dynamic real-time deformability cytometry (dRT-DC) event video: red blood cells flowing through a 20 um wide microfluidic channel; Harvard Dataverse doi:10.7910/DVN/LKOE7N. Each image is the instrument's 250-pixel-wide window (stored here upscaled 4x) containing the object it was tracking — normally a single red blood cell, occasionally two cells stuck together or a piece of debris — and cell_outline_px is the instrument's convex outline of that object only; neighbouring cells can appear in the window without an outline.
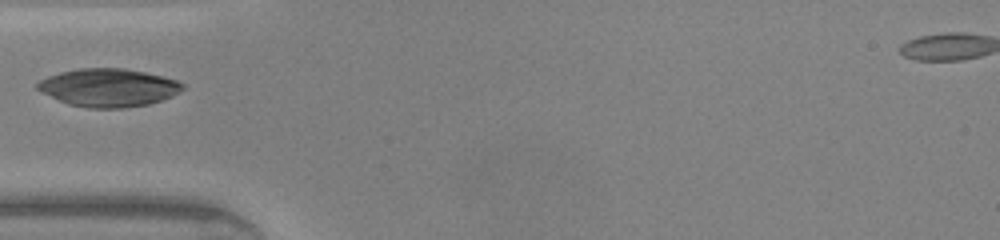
{"species": "common noctule bat (a hibernating species)", "species_latin": "Nyctalus noctula", "temperature_condition": "warm", "stored_images_in_passage": 28, "segment_of_instrument_passage": [1, 2], "camera_frame_rate_fps": 3000, "um_per_image_px": 0.085, "animal": {"sex": "male", "body_mass_g": 20.0, "forearm_length_mm": 53.3}, "frame": {"image": 1, "passage_image": 1, "time_ms": 0.0, "image_size_px": [1000, 240], "cell_outline_px": [[184, 88], [180, 92], [172, 96], [148, 104], [124, 108], [88, 108], [68, 104], [40, 92], [36, 88], [36, 84], [40, 80], [48, 76], [60, 72], [80, 68], [124, 68], [144, 72], [176, 80], [184, 84]], "centroid_in_image_um": [9.19, 7.45], "position_along_channel_um": 75.8, "area_um2": 32.14}}